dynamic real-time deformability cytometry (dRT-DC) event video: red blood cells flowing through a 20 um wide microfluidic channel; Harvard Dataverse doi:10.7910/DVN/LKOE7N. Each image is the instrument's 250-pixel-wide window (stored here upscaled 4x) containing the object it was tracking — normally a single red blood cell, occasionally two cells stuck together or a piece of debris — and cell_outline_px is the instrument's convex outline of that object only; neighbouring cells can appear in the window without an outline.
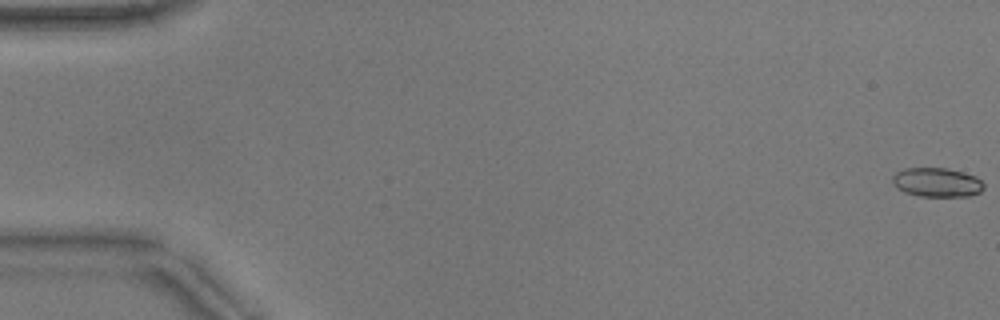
{"species": "common noctule bat (a hibernating species)", "species_latin": "Nyctalus noctula", "temperature_condition": "warm", "stored_images_in_passage": 53, "camera_frame_rate_fps": 3000, "um_per_image_px": 0.085, "animal": {"sex": "male", "body_mass_g": 17.9}, "frame": {"image": 1, "passage_image": 1, "time_ms": 0.0, "image_size_px": [1000, 320], "cell_outline_px": [[984, 188], [980, 192], [968, 196], [920, 196], [904, 192], [896, 188], [892, 184], [892, 176], [896, 172], [904, 168], [948, 168], [976, 176], [984, 184]], "centroid_in_image_um": [79.61, 15.49], "position_along_channel_um": 5.4, "area_um2": 15.61}}
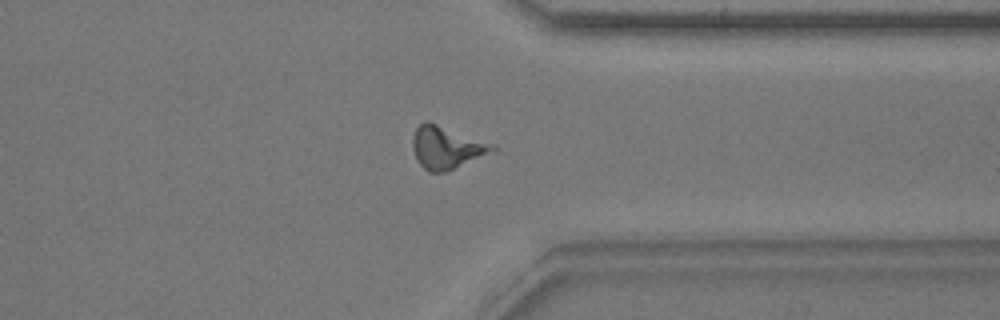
{"frame": {"image": 2, "passage_image": 42, "time_ms": 13.667, "image_size_px": [1000, 320], "cell_outline_px": [[496, 148], [444, 172], [428, 172], [416, 160], [412, 148], [412, 136], [416, 128], [424, 120], [428, 120], [492, 144]], "centroid_in_image_um": [37.82, 12.5], "position_along_channel_um": 373.6, "area_um2": 19.13}}
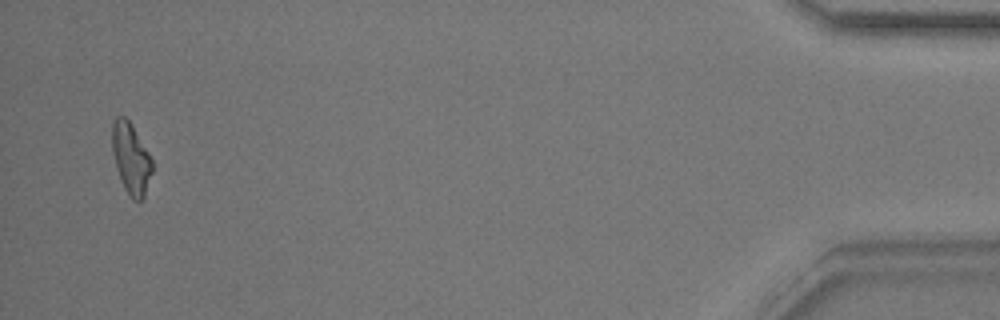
{"frame": {"image": 3, "passage_image": 52, "time_ms": 17.0, "image_size_px": [1000, 320], "cell_outline_px": [[152, 172], [144, 196], [140, 200], [132, 200], [124, 188], [120, 180], [116, 168], [112, 152], [112, 120], [116, 116], [124, 116], [128, 120], [152, 160]], "centroid_in_image_um": [11.1, 13.48], "position_along_channel_um": 424.1, "area_um2": 16.3}, "authors_computed_cell_mechanics": {"area_um2": 16.3574, "velocity_mm_per_s": 3.8786, "shape_relaxation_time_tau1_ms": 2.5608, "shape_relaxation_time_tau2_ms": 3.5584, "deformation_change_tau1": 0.1283, "deformation_change_tau2": 0.1855}}